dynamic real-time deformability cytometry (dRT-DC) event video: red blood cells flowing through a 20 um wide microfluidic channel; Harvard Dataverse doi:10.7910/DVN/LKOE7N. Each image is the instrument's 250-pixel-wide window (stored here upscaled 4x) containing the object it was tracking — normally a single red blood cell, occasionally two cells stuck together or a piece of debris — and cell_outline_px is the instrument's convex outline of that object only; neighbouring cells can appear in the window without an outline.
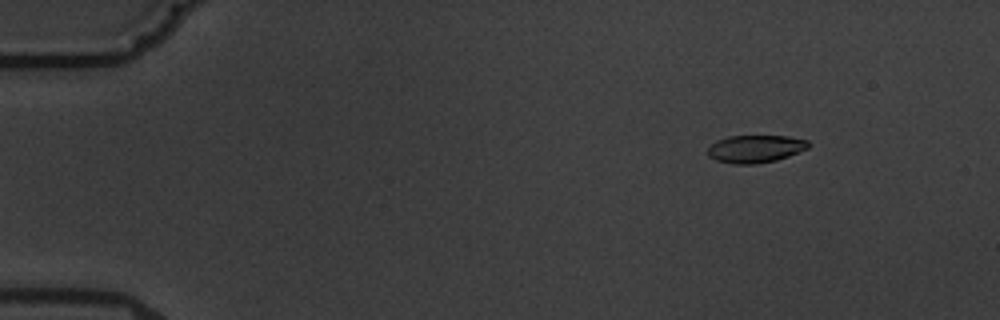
{"species": "common noctule bat (a hibernating species)", "species_latin": "Nyctalus noctula", "temperature_condition": "warm", "stored_images_in_passage": 5, "camera_frame_rate_fps": 3000, "um_per_image_px": 0.085, "animal": {"sex": "male", "body_mass_g": 19.5, "forearm_length_mm": 54.6}, "frame": {"image": 1, "passage_image": 5, "time_ms": 5.667, "image_size_px": [1000, 320], "cell_outline_px": [[808, 148], [788, 156], [776, 160], [756, 164], [732, 164], [716, 160], [708, 156], [708, 148], [716, 140], [728, 136], [788, 136], [808, 140]], "centroid_in_image_um": [64.18, 12.65], "position_along_channel_um": 20.8, "area_um2": 16.18}}